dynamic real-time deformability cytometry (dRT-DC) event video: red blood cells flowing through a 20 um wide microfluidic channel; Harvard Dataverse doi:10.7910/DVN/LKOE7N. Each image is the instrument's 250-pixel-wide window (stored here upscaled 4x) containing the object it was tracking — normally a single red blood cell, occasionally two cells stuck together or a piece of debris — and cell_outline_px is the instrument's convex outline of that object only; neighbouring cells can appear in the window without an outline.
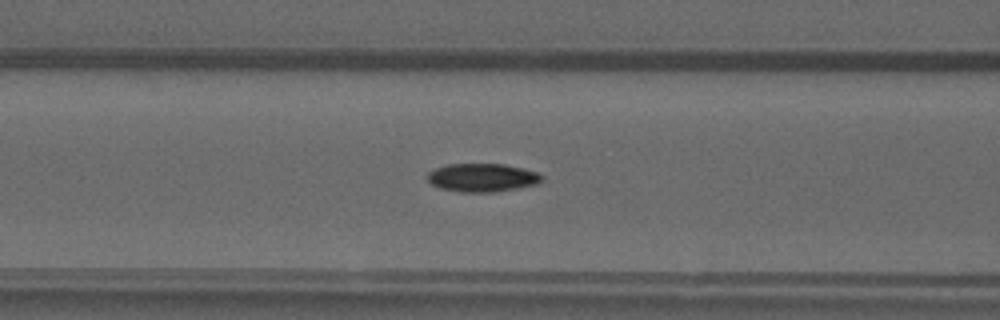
{"species": "common noctule bat (a hibernating species)", "species_latin": "Nyctalus noctula", "temperature_condition": "warm", "stored_images_in_passage": 51, "camera_frame_rate_fps": 3000, "um_per_image_px": 0.085, "animal": {"sex": "male", "forearm_length_mm": 52.5}, "frame": {"image": 1, "passage_image": 21, "time_ms": 6.667, "image_size_px": [1000, 320], "cell_outline_px": [[544, 180], [536, 184], [496, 192], [460, 192], [440, 188], [432, 184], [428, 180], [428, 172], [436, 168], [448, 164], [504, 164], [524, 168], [536, 172], [544, 176]], "centroid_in_image_um": [41.02, 15.09], "position_along_channel_um": 125.6, "area_um2": 18.9}}
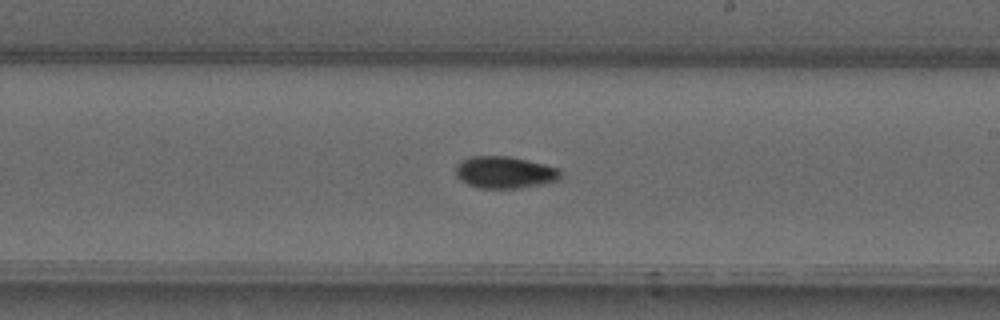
{"frame": {"image": 2, "passage_image": 30, "time_ms": 9.667, "image_size_px": [1000, 320], "cell_outline_px": [[560, 180], [520, 188], [480, 188], [468, 184], [460, 180], [456, 176], [456, 168], [464, 160], [472, 156], [508, 156], [544, 164], [560, 168]], "centroid_in_image_um": [42.93, 14.66], "position_along_channel_um": 246.1, "area_um2": 19.31}}
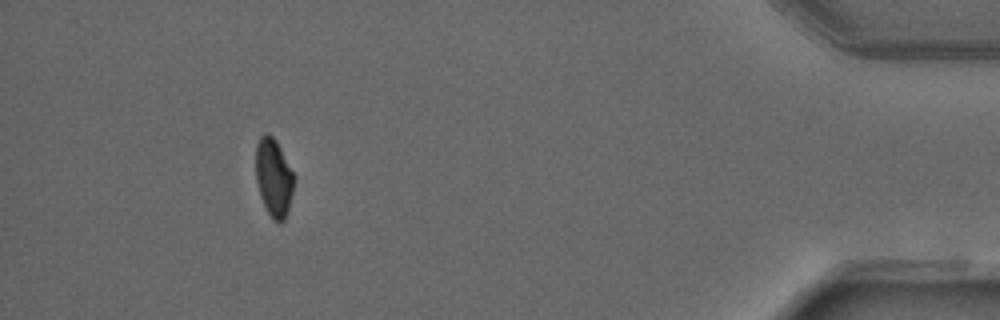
{"frame": {"image": 3, "passage_image": 47, "time_ms": 15.333, "image_size_px": [1000, 320], "cell_outline_px": [[296, 176], [288, 208], [284, 220], [280, 224], [272, 220], [260, 196], [256, 180], [256, 144], [260, 136], [264, 132], [272, 136], [276, 140]], "centroid_in_image_um": [23.27, 15.08], "position_along_channel_um": 411.9, "area_um2": 17.51}, "authors_computed_cell_mechanics": {"area_um2": 18.0914, "velocity_mm_per_s": 4.0329, "shape_relaxation_time_tau1_ms": 8.1254, "shape_relaxation_time_tau2_ms": null, "deformation_change_tau1": 0.2135, "deformation_change_tau2": null}}